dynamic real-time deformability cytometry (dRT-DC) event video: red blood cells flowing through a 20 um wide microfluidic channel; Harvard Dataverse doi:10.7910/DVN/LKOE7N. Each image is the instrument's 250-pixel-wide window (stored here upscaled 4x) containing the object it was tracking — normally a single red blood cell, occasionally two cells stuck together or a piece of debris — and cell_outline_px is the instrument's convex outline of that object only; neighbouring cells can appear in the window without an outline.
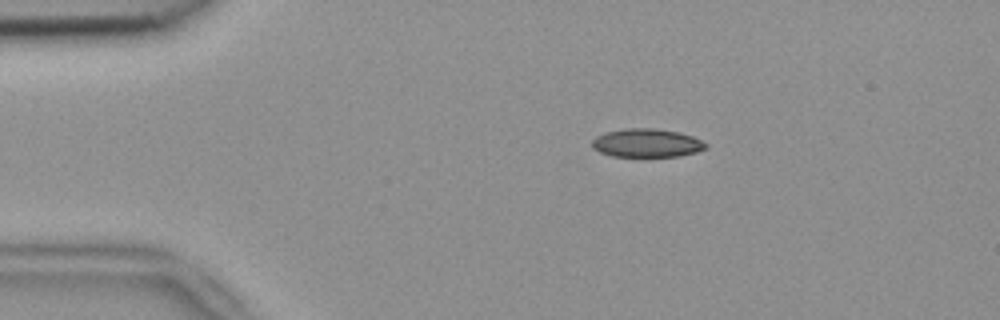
{"species": "common noctule bat (a hibernating species)", "species_latin": "Nyctalus noctula", "temperature_condition": "room temperature", "stored_images_in_passage": 46, "camera_frame_rate_fps": 3000, "um_per_image_px": 0.085, "animal": {"sex": "female", "body_mass_g": 18.4}, "frame": {"image": 1, "passage_image": 3, "time_ms": 0.667, "image_size_px": [1000, 320], "cell_outline_px": [[708, 148], [696, 152], [680, 156], [612, 156], [600, 152], [592, 148], [592, 140], [596, 136], [604, 132], [624, 128], [652, 128], [680, 132], [692, 136], [708, 144]], "centroid_in_image_um": [54.97, 12.15], "position_along_channel_um": 30.0, "area_um2": 18.96}}
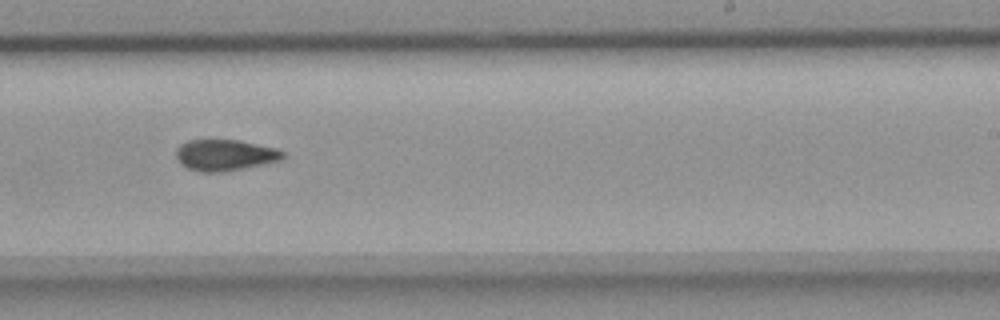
{"frame": {"image": 2, "passage_image": 26, "time_ms": 8.333, "image_size_px": [1000, 320], "cell_outline_px": [[284, 156], [280, 160], [220, 172], [200, 172], [188, 168], [180, 164], [176, 160], [176, 148], [180, 144], [188, 140], [236, 140], [276, 148], [284, 152]], "centroid_in_image_um": [19.05, 13.17], "position_along_channel_um": 270.0, "area_um2": 19.13}}
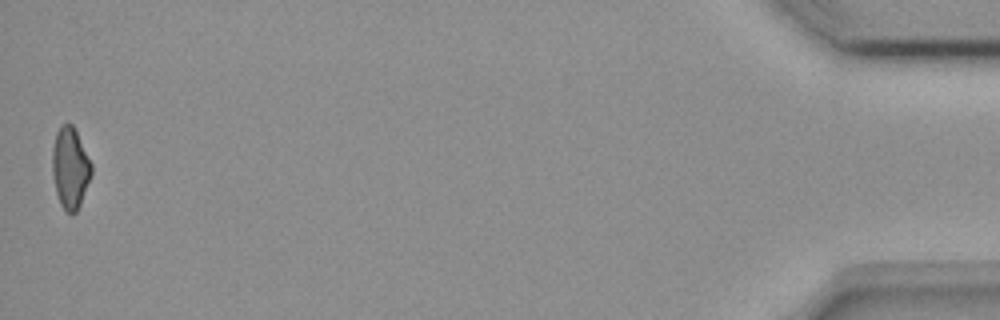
{"frame": {"image": 3, "passage_image": 46, "time_ms": 15.0, "image_size_px": [1000, 320], "cell_outline_px": [[92, 172], [80, 204], [76, 212], [72, 216], [60, 204], [56, 192], [52, 172], [52, 148], [56, 132], [60, 124], [72, 124], [92, 164]], "centroid_in_image_um": [5.95, 14.27], "position_along_channel_um": 429.3, "area_um2": 18.38}, "authors_computed_cell_mechanics": {"area_um2": 19.5364, "velocity_mm_per_s": 3.8003, "shape_relaxation_time_tau1_ms": 9.4605, "shape_relaxation_time_tau2_ms": 4.8326, "deformation_change_tau1": 0.1649, "deformation_change_tau2": 0.1057}}